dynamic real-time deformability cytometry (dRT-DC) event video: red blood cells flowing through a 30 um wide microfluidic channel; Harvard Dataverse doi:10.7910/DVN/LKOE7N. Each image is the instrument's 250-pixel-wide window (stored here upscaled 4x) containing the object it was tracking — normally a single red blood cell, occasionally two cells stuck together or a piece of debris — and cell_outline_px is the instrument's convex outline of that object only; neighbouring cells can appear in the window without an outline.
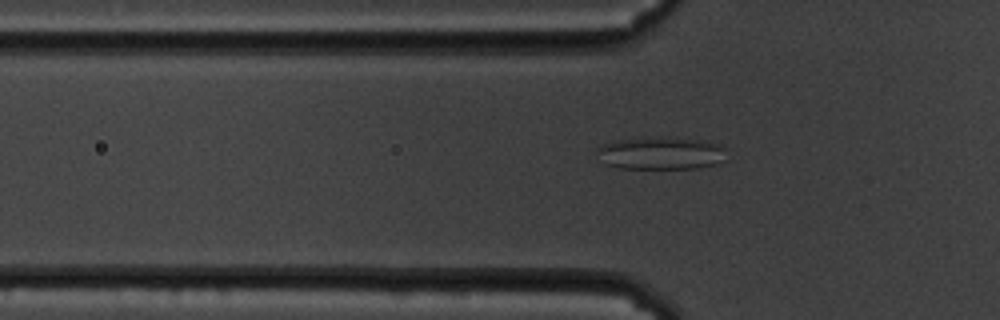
{"species": "common noctule bat (a hibernating species)", "species_latin": "Nyctalus noctula", "temperature_condition": "cold", "stored_images_in_passage": 44, "camera_frame_rate_fps": 3000, "um_per_image_px": 0.085, "animal": {"sex": "male", "body_mass_g": 19.5, "forearm_length_mm": 54.6}, "frame": {"image": 1, "passage_image": 5, "time_ms": 1.333, "image_size_px": [1000, 320], "cell_outline_px": [[728, 148], [724, 160], [716, 164], [700, 168], [620, 168], [604, 164], [596, 152], [596, 148], [604, 144], [616, 140], [644, 136], [660, 136], [700, 140], [720, 144]], "centroid_in_image_um": [56.19, 13.0], "position_along_channel_um": 69.6, "area_um2": 25.2}}
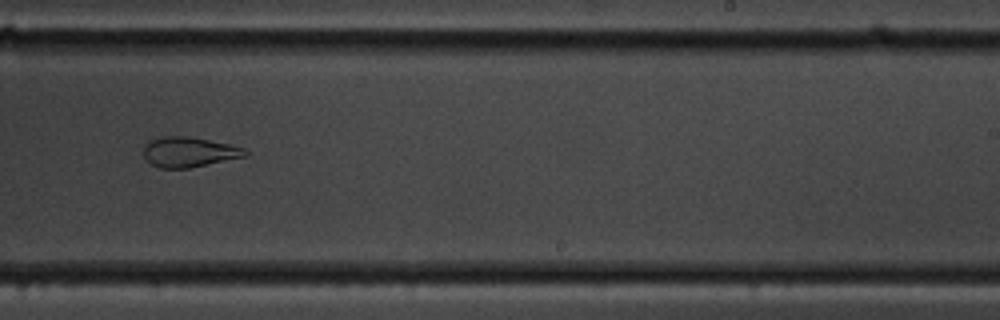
{"frame": {"image": 2, "passage_image": 23, "time_ms": 7.333, "image_size_px": [1000, 320], "cell_outline_px": [[248, 156], [188, 168], [160, 168], [152, 164], [144, 156], [144, 144], [148, 140], [164, 136], [188, 136], [232, 144], [244, 148], [248, 152]], "centroid_in_image_um": [16.08, 12.91], "position_along_channel_um": 272.9, "area_um2": 17.92}}
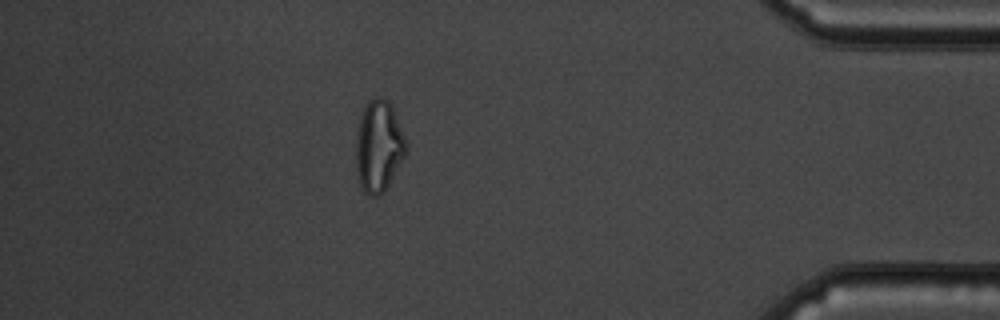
{"frame": {"image": 3, "passage_image": 38, "time_ms": 12.333, "image_size_px": [1000, 320], "cell_outline_px": [[408, 152], [384, 192], [380, 196], [368, 196], [364, 192], [360, 184], [356, 168], [356, 136], [360, 116], [364, 104], [368, 100], [376, 96], [380, 96], [388, 100], [392, 104], [404, 136], [408, 148]], "centroid_in_image_um": [32.19, 12.41], "position_along_channel_um": 403.0, "area_um2": 27.22}}